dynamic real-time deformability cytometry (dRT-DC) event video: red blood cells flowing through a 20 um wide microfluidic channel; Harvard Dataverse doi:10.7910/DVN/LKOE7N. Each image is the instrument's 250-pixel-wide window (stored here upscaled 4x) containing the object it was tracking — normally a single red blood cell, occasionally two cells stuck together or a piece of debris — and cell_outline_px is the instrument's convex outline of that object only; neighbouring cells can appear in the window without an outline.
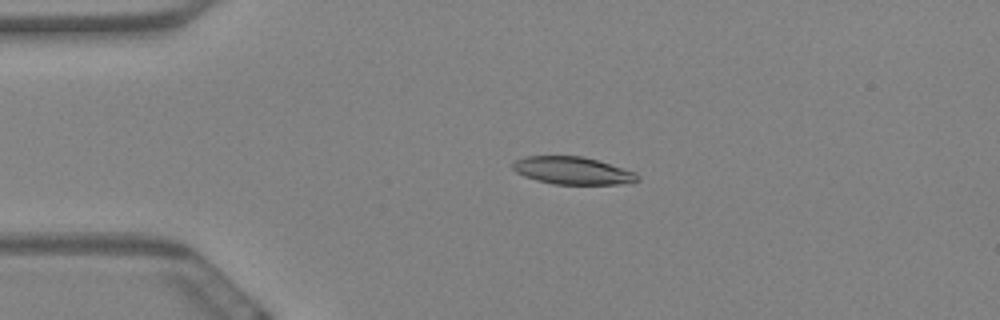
{"species": "Egyptian fruit bat (a non-hibernating species)", "species_latin": "Rousettus aegyptiacus", "temperature_condition": "warm", "stored_images_in_passage": 49, "camera_frame_rate_fps": 3000, "um_per_image_px": 0.085, "animal": {"sex": "female"}, "frame": {"image": 1, "passage_image": 4, "time_ms": 1.0, "image_size_px": [1000, 320], "cell_outline_px": [[640, 180], [620, 184], [552, 184], [536, 180], [524, 176], [516, 172], [512, 168], [512, 164], [516, 160], [528, 156], [580, 156], [596, 160], [636, 172], [640, 176]], "centroid_in_image_um": [48.67, 14.51], "position_along_channel_um": 36.3, "area_um2": 19.88}}
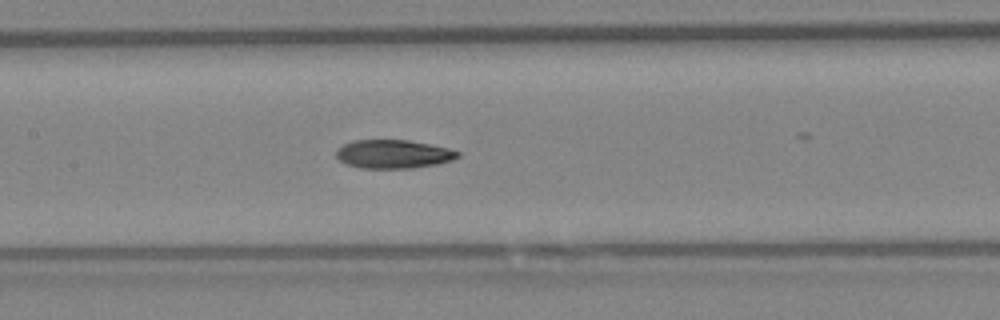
{"frame": {"image": 2, "passage_image": 19, "time_ms": 6.0, "image_size_px": [1000, 320], "cell_outline_px": [[460, 156], [452, 160], [436, 164], [412, 168], [360, 168], [344, 164], [336, 156], [336, 148], [352, 140], [408, 140], [448, 148], [460, 152]], "centroid_in_image_um": [33.4, 13.1], "position_along_channel_um": 174.0, "area_um2": 20.29}}
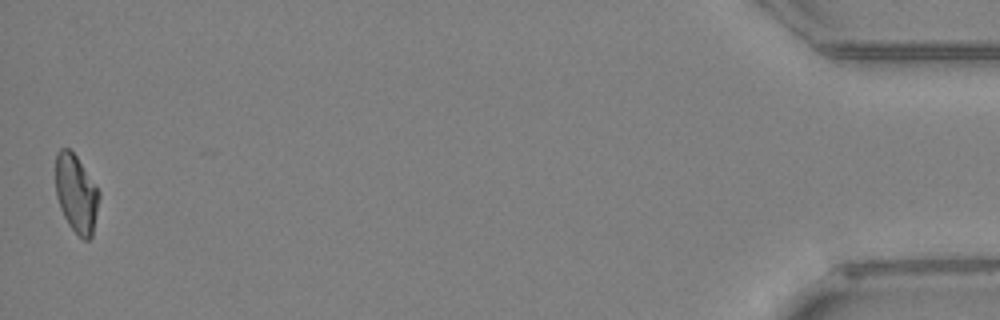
{"frame": {"image": 3, "passage_image": 49, "time_ms": 16.0, "image_size_px": [1000, 320], "cell_outline_px": [[100, 196], [92, 236], [88, 240], [84, 240], [68, 224], [60, 208], [56, 196], [56, 152], [60, 148], [68, 148], [76, 156], [100, 192]], "centroid_in_image_um": [6.47, 16.46], "position_along_channel_um": 428.7, "area_um2": 19.59}, "authors_computed_cell_mechanics": {"area_um2": 20.5768, "velocity_mm_per_s": 3.4919, "shape_relaxation_time_tau1_ms": null, "shape_relaxation_time_tau2_ms": 4.4365, "deformation_change_tau1": null, "deformation_change_tau2": 0.1033}}